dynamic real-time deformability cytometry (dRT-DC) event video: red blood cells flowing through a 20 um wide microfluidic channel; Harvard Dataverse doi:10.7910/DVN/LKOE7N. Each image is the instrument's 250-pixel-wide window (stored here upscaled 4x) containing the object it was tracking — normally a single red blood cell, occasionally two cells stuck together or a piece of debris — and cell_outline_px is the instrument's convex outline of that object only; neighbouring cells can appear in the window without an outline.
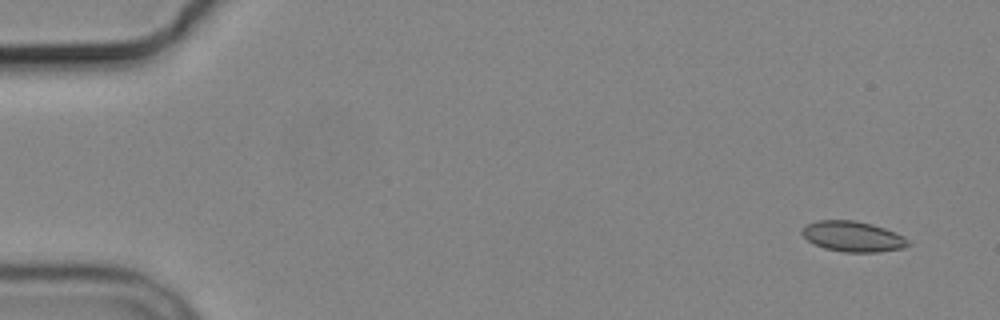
{"species": "common noctule bat (a hibernating species)", "species_latin": "Nyctalus noctula", "temperature_condition": "cold", "stored_images_in_passage": 5, "camera_frame_rate_fps": 3000, "um_per_image_px": 0.085, "animal": {"sex": "male", "body_mass_g": 19.2, "forearm_length_mm": 51.8}, "frame": {"image": 1, "passage_image": 1, "time_ms": 0.0, "image_size_px": [1000, 320], "cell_outline_px": [[912, 244], [900, 248], [876, 252], [844, 252], [824, 248], [812, 244], [800, 232], [808, 224], [816, 220], [852, 220], [872, 224], [884, 228], [904, 236]], "centroid_in_image_um": [72.47, 20.1], "position_along_channel_um": 12.5, "area_um2": 18.73}}
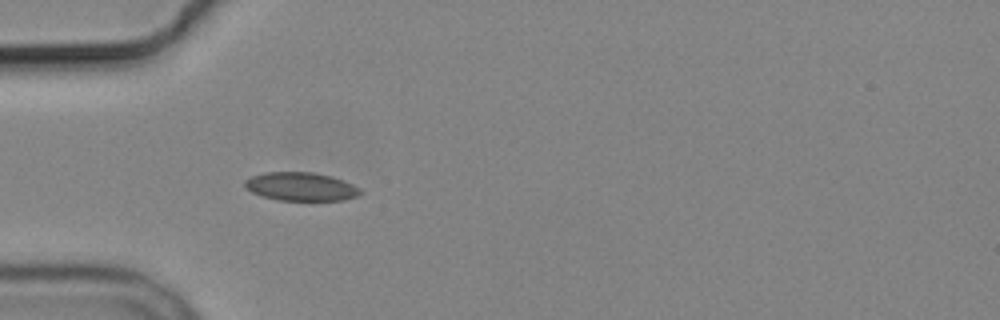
{"frame": {"image": 2, "passage_image": 5, "time_ms": 4.667, "image_size_px": [1000, 320], "cell_outline_px": [[364, 192], [356, 196], [344, 200], [280, 200], [264, 196], [252, 192], [244, 184], [244, 180], [252, 176], [264, 172], [312, 172], [328, 176], [352, 184], [360, 188]], "centroid_in_image_um": [25.58, 15.86], "position_along_channel_um": 59.4, "area_um2": 18.84}}